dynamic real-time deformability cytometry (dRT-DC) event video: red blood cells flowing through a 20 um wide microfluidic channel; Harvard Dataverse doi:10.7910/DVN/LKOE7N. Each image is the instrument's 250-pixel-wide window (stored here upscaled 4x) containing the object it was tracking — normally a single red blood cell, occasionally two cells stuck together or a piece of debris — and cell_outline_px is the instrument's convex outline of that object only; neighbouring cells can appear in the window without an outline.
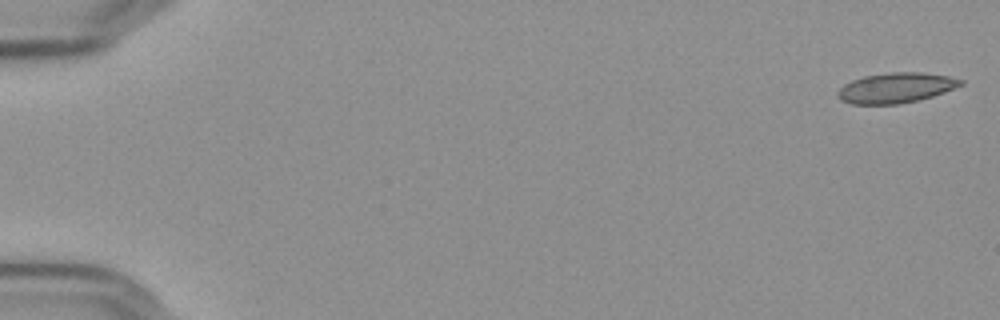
{"species": "Egyptian fruit bat (a non-hibernating species)", "species_latin": "Rousettus aegyptiacus", "temperature_condition": "cold", "stored_images_in_passage": 56, "camera_frame_rate_fps": 3000, "um_per_image_px": 0.085, "frame": {"image": 1, "passage_image": 1, "time_ms": 0.0, "image_size_px": [1000, 320], "cell_outline_px": [[964, 84], [944, 92], [932, 96], [900, 104], [852, 104], [840, 100], [836, 96], [836, 92], [844, 84], [852, 80], [864, 76], [892, 72], [920, 72], [948, 76], [964, 80]], "centroid_in_image_um": [76.12, 7.47], "position_along_channel_um": 8.9, "area_um2": 21.62}}
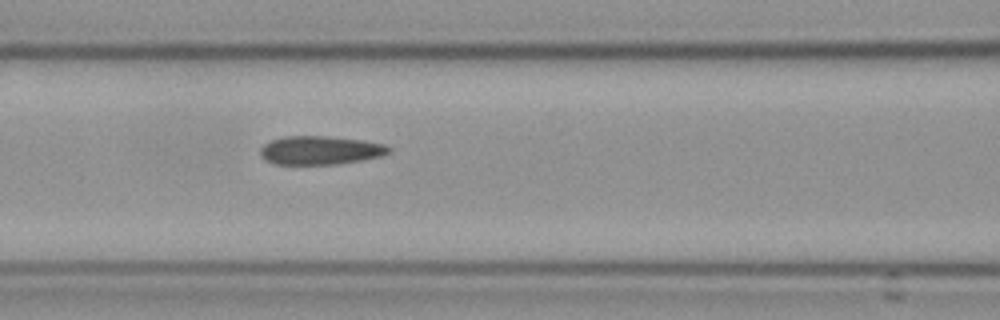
{"frame": {"image": 2, "passage_image": 25, "time_ms": 8.0, "image_size_px": [1000, 320], "cell_outline_px": [[392, 152], [380, 156], [360, 160], [336, 164], [272, 164], [264, 160], [260, 156], [260, 148], [264, 144], [272, 140], [284, 136], [328, 136], [360, 140], [384, 144], [392, 148]], "centroid_in_image_um": [27.19, 12.77], "position_along_channel_um": 139.4, "area_um2": 21.44}}
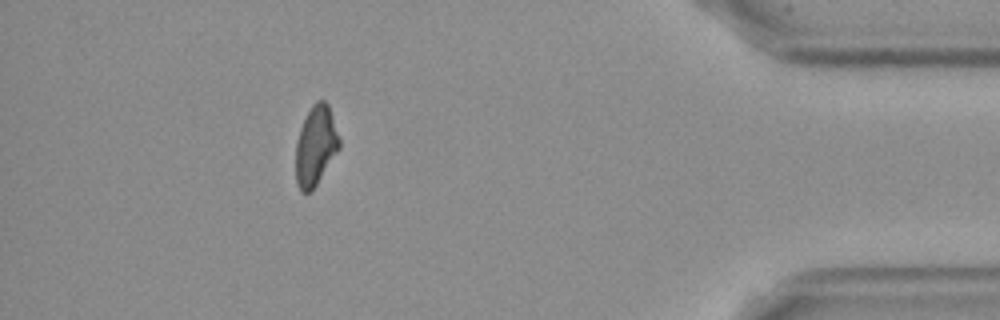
{"frame": {"image": 3, "passage_image": 51, "time_ms": 16.667, "image_size_px": [1000, 320], "cell_outline_px": [[340, 148], [316, 184], [308, 192], [300, 192], [296, 184], [296, 140], [300, 128], [312, 104], [316, 100], [324, 100], [328, 104], [340, 140]], "centroid_in_image_um": [26.82, 12.37], "position_along_channel_um": 408.4, "area_um2": 20.0}, "authors_computed_cell_mechanics": {"area_um2": 21.6461, "velocity_mm_per_s": 3.6162, "shape_relaxation_time_tau1_ms": null, "shape_relaxation_time_tau2_ms": 3.771, "deformation_change_tau1": null, "deformation_change_tau2": 0.0947}}